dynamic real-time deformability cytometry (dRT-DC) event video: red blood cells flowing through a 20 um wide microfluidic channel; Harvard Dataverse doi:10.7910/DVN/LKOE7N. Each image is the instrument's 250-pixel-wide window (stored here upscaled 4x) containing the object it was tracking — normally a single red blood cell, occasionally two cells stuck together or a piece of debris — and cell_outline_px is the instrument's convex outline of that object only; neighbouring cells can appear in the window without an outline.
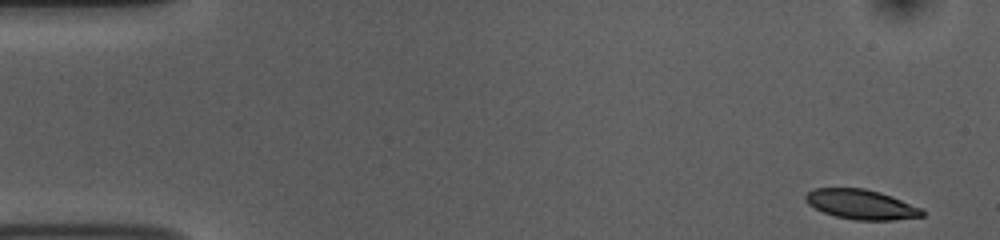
{"species": "common noctule bat (a hibernating species)", "species_latin": "Nyctalus noctula", "temperature_condition": "room temperature", "stored_images_in_passage": 51, "camera_frame_rate_fps": 3000, "um_per_image_px": 0.085, "animal": {"sex": "female", "body_mass_g": 10.0, "forearm_length_mm": 53.1}, "frame": {"image": 1, "passage_image": 1, "time_ms": 0.0, "image_size_px": [1000, 240], "cell_outline_px": [[924, 216], [892, 220], [856, 220], [836, 216], [824, 212], [808, 204], [804, 200], [804, 196], [808, 192], [816, 188], [864, 188], [880, 192], [892, 196], [920, 208], [924, 212]], "centroid_in_image_um": [73.19, 17.37], "position_along_channel_um": 11.8, "area_um2": 20.06}}
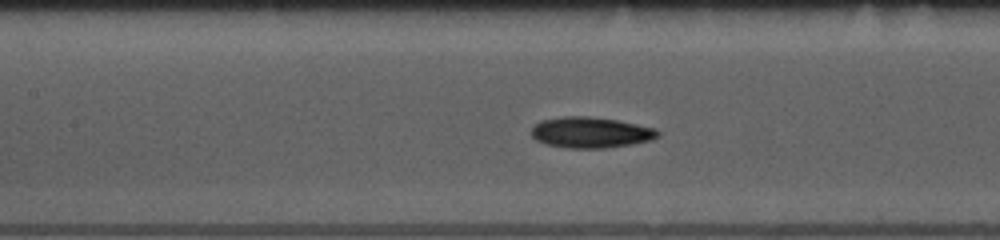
{"frame": {"image": 2, "passage_image": 22, "time_ms": 7.0, "image_size_px": [1000, 240], "cell_outline_px": [[660, 136], [652, 140], [632, 144], [604, 148], [568, 148], [544, 144], [536, 140], [532, 136], [532, 124], [540, 120], [564, 116], [588, 116], [616, 120], [656, 128], [660, 132]], "centroid_in_image_um": [50.19, 11.26], "position_along_channel_um": 157.2, "area_um2": 22.95}}
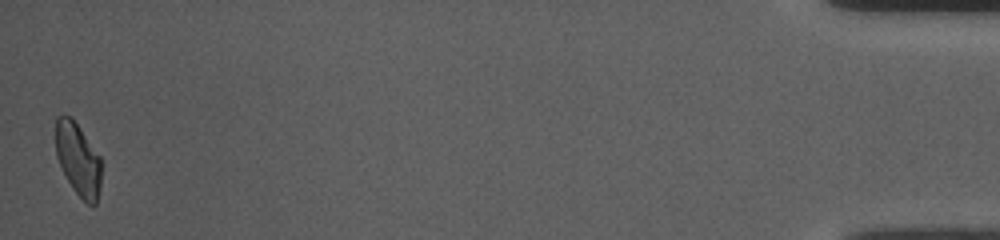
{"frame": {"image": 3, "passage_image": 51, "time_ms": 16.667, "image_size_px": [1000, 240], "cell_outline_px": [[100, 188], [96, 204], [92, 208], [72, 188], [56, 156], [56, 116], [64, 112], [72, 116], [100, 156]], "centroid_in_image_um": [6.63, 13.49], "position_along_channel_um": 428.6, "area_um2": 19.42}, "authors_computed_cell_mechanics": {"area_um2": 21.2704, "velocity_mm_per_s": 3.756, "shape_relaxation_time_tau1_ms": 3.3295, "shape_relaxation_time_tau2_ms": 4.8555, "deformation_change_tau1": 0.124, "deformation_change_tau2": 0.1025}}